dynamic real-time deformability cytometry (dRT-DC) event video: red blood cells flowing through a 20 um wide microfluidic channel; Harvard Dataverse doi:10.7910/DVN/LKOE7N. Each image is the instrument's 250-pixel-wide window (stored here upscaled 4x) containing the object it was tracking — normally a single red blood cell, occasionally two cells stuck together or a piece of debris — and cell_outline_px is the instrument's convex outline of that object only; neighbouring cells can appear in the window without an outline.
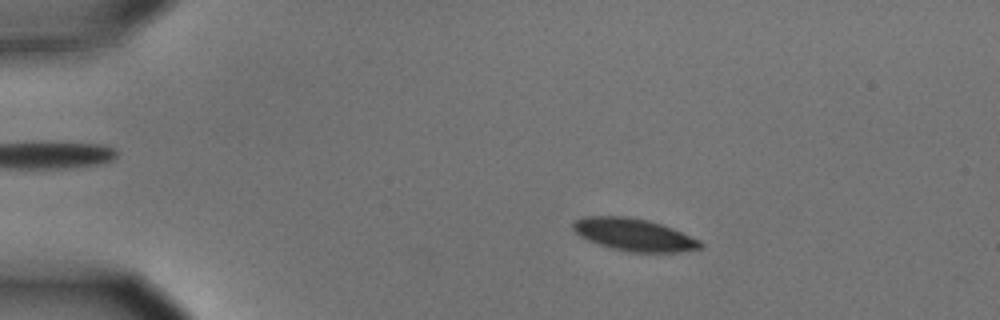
{"species": "common noctule bat (a hibernating species)", "species_latin": "Nyctalus noctula", "temperature_condition": "cold", "stored_images_in_passage": 55, "camera_frame_rate_fps": 3000, "um_per_image_px": 0.085, "animal": {"sex": "male", "body_mass_g": 15.6}, "frame": {"image": 1, "passage_image": 10, "time_ms": 3.0, "image_size_px": [1000, 320], "cell_outline_px": [[704, 248], [676, 252], [628, 252], [612, 248], [588, 240], [580, 236], [572, 228], [572, 224], [576, 220], [584, 216], [628, 216], [648, 220], [672, 228], [700, 240], [704, 244]], "centroid_in_image_um": [53.91, 19.95], "position_along_channel_um": 31.1, "area_um2": 23.99}}
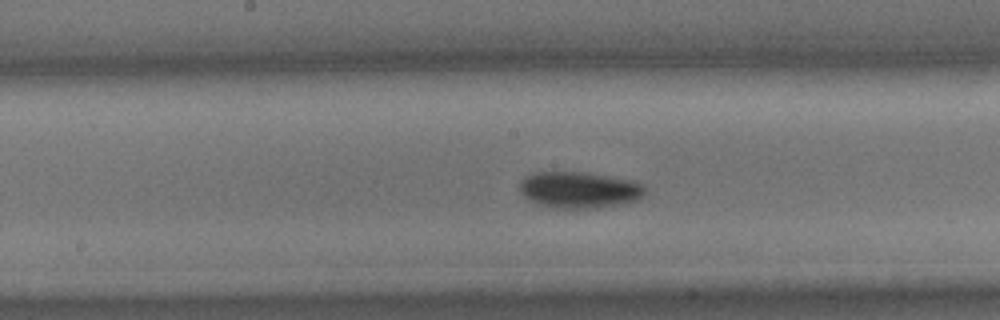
{"frame": {"image": 2, "passage_image": 29, "time_ms": 9.333, "image_size_px": [1000, 320], "cell_outline_px": [[644, 192], [636, 200], [596, 208], [552, 208], [540, 204], [524, 196], [520, 192], [520, 180], [524, 176], [532, 172], [580, 172], [632, 180], [644, 184]], "centroid_in_image_um": [49.18, 16.13], "position_along_channel_um": 199.0, "area_um2": 26.24}}
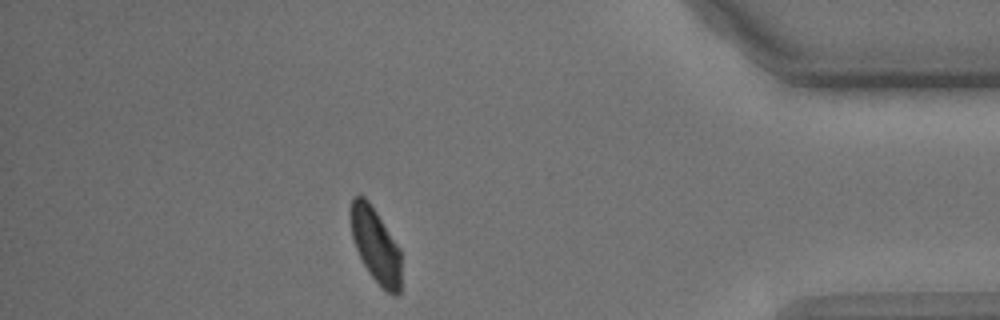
{"frame": {"image": 3, "passage_image": 49, "time_ms": 16.0, "image_size_px": [1000, 320], "cell_outline_px": [[400, 292], [396, 296], [392, 296], [368, 272], [356, 248], [352, 236], [348, 212], [352, 200], [356, 196], [364, 196], [368, 200], [400, 248]], "centroid_in_image_um": [31.91, 20.82], "position_along_channel_um": 403.3, "area_um2": 21.79}, "authors_computed_cell_mechanics": {"area_um2": 24.2182, "velocity_mm_per_s": 3.6017, "shape_relaxation_time_tau1_ms": 5.2809, "shape_relaxation_time_tau2_ms": null, "deformation_change_tau1": 0.1531, "deformation_change_tau2": null}}